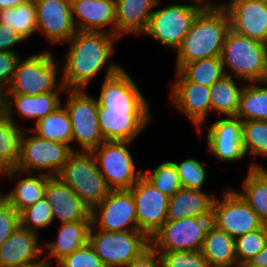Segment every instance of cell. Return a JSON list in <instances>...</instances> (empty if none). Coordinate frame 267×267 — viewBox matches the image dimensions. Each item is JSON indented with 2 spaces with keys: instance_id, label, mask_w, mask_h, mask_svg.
Listing matches in <instances>:
<instances>
[{
  "instance_id": "6da1fadb",
  "label": "cell",
  "mask_w": 267,
  "mask_h": 267,
  "mask_svg": "<svg viewBox=\"0 0 267 267\" xmlns=\"http://www.w3.org/2000/svg\"><path fill=\"white\" fill-rule=\"evenodd\" d=\"M120 39L106 32L77 31L67 42L66 57L61 63V78L65 89H87L101 70L105 78L117 73L122 66L110 61L115 43Z\"/></svg>"
},
{
  "instance_id": "7a4b0ae2",
  "label": "cell",
  "mask_w": 267,
  "mask_h": 267,
  "mask_svg": "<svg viewBox=\"0 0 267 267\" xmlns=\"http://www.w3.org/2000/svg\"><path fill=\"white\" fill-rule=\"evenodd\" d=\"M226 9H202L176 52V68L201 59L220 56L230 30Z\"/></svg>"
},
{
  "instance_id": "3957f363",
  "label": "cell",
  "mask_w": 267,
  "mask_h": 267,
  "mask_svg": "<svg viewBox=\"0 0 267 267\" xmlns=\"http://www.w3.org/2000/svg\"><path fill=\"white\" fill-rule=\"evenodd\" d=\"M52 54L49 49H45L31 56H20L12 82L4 94L32 96L45 92L65 93L62 76H58L61 62L56 61Z\"/></svg>"
},
{
  "instance_id": "277c9868",
  "label": "cell",
  "mask_w": 267,
  "mask_h": 267,
  "mask_svg": "<svg viewBox=\"0 0 267 267\" xmlns=\"http://www.w3.org/2000/svg\"><path fill=\"white\" fill-rule=\"evenodd\" d=\"M220 58L225 74L241 82H259L266 78L267 44L263 42L240 35L230 29Z\"/></svg>"
},
{
  "instance_id": "5b68a950",
  "label": "cell",
  "mask_w": 267,
  "mask_h": 267,
  "mask_svg": "<svg viewBox=\"0 0 267 267\" xmlns=\"http://www.w3.org/2000/svg\"><path fill=\"white\" fill-rule=\"evenodd\" d=\"M66 183L88 206L93 208L110 192L96 159L91 152L74 151L58 173Z\"/></svg>"
},
{
  "instance_id": "8992f818",
  "label": "cell",
  "mask_w": 267,
  "mask_h": 267,
  "mask_svg": "<svg viewBox=\"0 0 267 267\" xmlns=\"http://www.w3.org/2000/svg\"><path fill=\"white\" fill-rule=\"evenodd\" d=\"M190 3L174 2L158 9L155 7L143 34L176 51L202 10L200 6Z\"/></svg>"
},
{
  "instance_id": "52a82bcc",
  "label": "cell",
  "mask_w": 267,
  "mask_h": 267,
  "mask_svg": "<svg viewBox=\"0 0 267 267\" xmlns=\"http://www.w3.org/2000/svg\"><path fill=\"white\" fill-rule=\"evenodd\" d=\"M86 89H66L68 111L72 124V142L80 146L76 151L91 152L105 139L98 123L99 104Z\"/></svg>"
},
{
  "instance_id": "ba28073f",
  "label": "cell",
  "mask_w": 267,
  "mask_h": 267,
  "mask_svg": "<svg viewBox=\"0 0 267 267\" xmlns=\"http://www.w3.org/2000/svg\"><path fill=\"white\" fill-rule=\"evenodd\" d=\"M28 133L27 130H23L16 169L27 173L39 172L57 176L74 152L72 148L62 142L45 140L34 133Z\"/></svg>"
},
{
  "instance_id": "9c48e42d",
  "label": "cell",
  "mask_w": 267,
  "mask_h": 267,
  "mask_svg": "<svg viewBox=\"0 0 267 267\" xmlns=\"http://www.w3.org/2000/svg\"><path fill=\"white\" fill-rule=\"evenodd\" d=\"M88 242L106 267H124L150 246V238L142 231H95L92 225Z\"/></svg>"
},
{
  "instance_id": "30bf717a",
  "label": "cell",
  "mask_w": 267,
  "mask_h": 267,
  "mask_svg": "<svg viewBox=\"0 0 267 267\" xmlns=\"http://www.w3.org/2000/svg\"><path fill=\"white\" fill-rule=\"evenodd\" d=\"M131 141H104L91 153L111 190L130 189L143 175L136 165L129 145Z\"/></svg>"
},
{
  "instance_id": "8fae6325",
  "label": "cell",
  "mask_w": 267,
  "mask_h": 267,
  "mask_svg": "<svg viewBox=\"0 0 267 267\" xmlns=\"http://www.w3.org/2000/svg\"><path fill=\"white\" fill-rule=\"evenodd\" d=\"M211 217H188L166 221L151 237L156 252L201 251Z\"/></svg>"
},
{
  "instance_id": "7c38bea8",
  "label": "cell",
  "mask_w": 267,
  "mask_h": 267,
  "mask_svg": "<svg viewBox=\"0 0 267 267\" xmlns=\"http://www.w3.org/2000/svg\"><path fill=\"white\" fill-rule=\"evenodd\" d=\"M223 190L222 198L215 197L212 208V224L216 228L237 238L265 225L234 188Z\"/></svg>"
},
{
  "instance_id": "4fadbf2b",
  "label": "cell",
  "mask_w": 267,
  "mask_h": 267,
  "mask_svg": "<svg viewBox=\"0 0 267 267\" xmlns=\"http://www.w3.org/2000/svg\"><path fill=\"white\" fill-rule=\"evenodd\" d=\"M91 225L106 232L140 231L131 190H110L109 194L91 209Z\"/></svg>"
},
{
  "instance_id": "5bb4252c",
  "label": "cell",
  "mask_w": 267,
  "mask_h": 267,
  "mask_svg": "<svg viewBox=\"0 0 267 267\" xmlns=\"http://www.w3.org/2000/svg\"><path fill=\"white\" fill-rule=\"evenodd\" d=\"M130 190L135 201L138 229L150 238L167 221L170 196L154 187L143 175Z\"/></svg>"
},
{
  "instance_id": "9a60e30c",
  "label": "cell",
  "mask_w": 267,
  "mask_h": 267,
  "mask_svg": "<svg viewBox=\"0 0 267 267\" xmlns=\"http://www.w3.org/2000/svg\"><path fill=\"white\" fill-rule=\"evenodd\" d=\"M97 102L110 110H150L151 104L123 67L114 75L104 77Z\"/></svg>"
},
{
  "instance_id": "2e32d148",
  "label": "cell",
  "mask_w": 267,
  "mask_h": 267,
  "mask_svg": "<svg viewBox=\"0 0 267 267\" xmlns=\"http://www.w3.org/2000/svg\"><path fill=\"white\" fill-rule=\"evenodd\" d=\"M169 96L176 109L191 120L197 131L202 133L206 117L211 114L210 87L187 81L177 70Z\"/></svg>"
},
{
  "instance_id": "e0dca14e",
  "label": "cell",
  "mask_w": 267,
  "mask_h": 267,
  "mask_svg": "<svg viewBox=\"0 0 267 267\" xmlns=\"http://www.w3.org/2000/svg\"><path fill=\"white\" fill-rule=\"evenodd\" d=\"M37 32L50 44L67 43L77 32L72 18L71 0H34Z\"/></svg>"
},
{
  "instance_id": "ac0fdd59",
  "label": "cell",
  "mask_w": 267,
  "mask_h": 267,
  "mask_svg": "<svg viewBox=\"0 0 267 267\" xmlns=\"http://www.w3.org/2000/svg\"><path fill=\"white\" fill-rule=\"evenodd\" d=\"M243 124L237 116H224L213 122L206 133L209 151L222 162H236L246 155L243 149Z\"/></svg>"
},
{
  "instance_id": "d6986e66",
  "label": "cell",
  "mask_w": 267,
  "mask_h": 267,
  "mask_svg": "<svg viewBox=\"0 0 267 267\" xmlns=\"http://www.w3.org/2000/svg\"><path fill=\"white\" fill-rule=\"evenodd\" d=\"M151 110L98 108V123L105 141H131L151 122Z\"/></svg>"
},
{
  "instance_id": "ffe728a7",
  "label": "cell",
  "mask_w": 267,
  "mask_h": 267,
  "mask_svg": "<svg viewBox=\"0 0 267 267\" xmlns=\"http://www.w3.org/2000/svg\"><path fill=\"white\" fill-rule=\"evenodd\" d=\"M224 3L231 30L267 44V1L228 0Z\"/></svg>"
},
{
  "instance_id": "44dd1931",
  "label": "cell",
  "mask_w": 267,
  "mask_h": 267,
  "mask_svg": "<svg viewBox=\"0 0 267 267\" xmlns=\"http://www.w3.org/2000/svg\"><path fill=\"white\" fill-rule=\"evenodd\" d=\"M44 197L59 223L91 221V208L59 177L49 176Z\"/></svg>"
},
{
  "instance_id": "7402d4cb",
  "label": "cell",
  "mask_w": 267,
  "mask_h": 267,
  "mask_svg": "<svg viewBox=\"0 0 267 267\" xmlns=\"http://www.w3.org/2000/svg\"><path fill=\"white\" fill-rule=\"evenodd\" d=\"M72 18L77 31L106 32L116 35L115 0H71ZM107 26L110 28L106 30Z\"/></svg>"
},
{
  "instance_id": "603a6c76",
  "label": "cell",
  "mask_w": 267,
  "mask_h": 267,
  "mask_svg": "<svg viewBox=\"0 0 267 267\" xmlns=\"http://www.w3.org/2000/svg\"><path fill=\"white\" fill-rule=\"evenodd\" d=\"M61 93L63 92H45L32 96L4 94L5 115L15 124H18L14 117L16 114L28 121L35 119L34 123H36L40 118L45 117L62 105Z\"/></svg>"
},
{
  "instance_id": "cb8c5ba5",
  "label": "cell",
  "mask_w": 267,
  "mask_h": 267,
  "mask_svg": "<svg viewBox=\"0 0 267 267\" xmlns=\"http://www.w3.org/2000/svg\"><path fill=\"white\" fill-rule=\"evenodd\" d=\"M43 255L39 235L19 225L0 247V267H16Z\"/></svg>"
},
{
  "instance_id": "d4e9b609",
  "label": "cell",
  "mask_w": 267,
  "mask_h": 267,
  "mask_svg": "<svg viewBox=\"0 0 267 267\" xmlns=\"http://www.w3.org/2000/svg\"><path fill=\"white\" fill-rule=\"evenodd\" d=\"M162 0H115L116 36L121 39L126 34H143L149 19Z\"/></svg>"
},
{
  "instance_id": "484cf974",
  "label": "cell",
  "mask_w": 267,
  "mask_h": 267,
  "mask_svg": "<svg viewBox=\"0 0 267 267\" xmlns=\"http://www.w3.org/2000/svg\"><path fill=\"white\" fill-rule=\"evenodd\" d=\"M23 174L27 176L23 178ZM4 175L5 178H9L13 184L15 182L13 188L7 192V198L8 203L12 205L18 213L44 197L49 175L27 173L16 168L6 170ZM19 176L22 178L20 179Z\"/></svg>"
},
{
  "instance_id": "4316f807",
  "label": "cell",
  "mask_w": 267,
  "mask_h": 267,
  "mask_svg": "<svg viewBox=\"0 0 267 267\" xmlns=\"http://www.w3.org/2000/svg\"><path fill=\"white\" fill-rule=\"evenodd\" d=\"M215 193L204 190L180 188L170 196L167 208V221H176L188 217H211Z\"/></svg>"
},
{
  "instance_id": "83f0119b",
  "label": "cell",
  "mask_w": 267,
  "mask_h": 267,
  "mask_svg": "<svg viewBox=\"0 0 267 267\" xmlns=\"http://www.w3.org/2000/svg\"><path fill=\"white\" fill-rule=\"evenodd\" d=\"M57 230V237L54 241H45L43 250L48 251L46 259L53 266L55 260L56 264L64 257L71 254L74 250L86 245L89 241V231L91 228V221H74L61 223ZM52 259H50V258Z\"/></svg>"
},
{
  "instance_id": "f1b7e54d",
  "label": "cell",
  "mask_w": 267,
  "mask_h": 267,
  "mask_svg": "<svg viewBox=\"0 0 267 267\" xmlns=\"http://www.w3.org/2000/svg\"><path fill=\"white\" fill-rule=\"evenodd\" d=\"M201 253L209 267H235V238L213 224L208 228Z\"/></svg>"
},
{
  "instance_id": "f546056e",
  "label": "cell",
  "mask_w": 267,
  "mask_h": 267,
  "mask_svg": "<svg viewBox=\"0 0 267 267\" xmlns=\"http://www.w3.org/2000/svg\"><path fill=\"white\" fill-rule=\"evenodd\" d=\"M260 163L252 162L242 181V191L234 189L267 225V173Z\"/></svg>"
},
{
  "instance_id": "4dcf8cb0",
  "label": "cell",
  "mask_w": 267,
  "mask_h": 267,
  "mask_svg": "<svg viewBox=\"0 0 267 267\" xmlns=\"http://www.w3.org/2000/svg\"><path fill=\"white\" fill-rule=\"evenodd\" d=\"M62 106H59L55 111L47 114L45 117L40 118L35 123V128H29L28 130L45 140L67 144L73 151H76L71 145L72 124L70 117L66 107Z\"/></svg>"
},
{
  "instance_id": "1f68e13d",
  "label": "cell",
  "mask_w": 267,
  "mask_h": 267,
  "mask_svg": "<svg viewBox=\"0 0 267 267\" xmlns=\"http://www.w3.org/2000/svg\"><path fill=\"white\" fill-rule=\"evenodd\" d=\"M224 75L210 87L211 113L223 116H236L244 85L238 86L237 78Z\"/></svg>"
},
{
  "instance_id": "d6a6232c",
  "label": "cell",
  "mask_w": 267,
  "mask_h": 267,
  "mask_svg": "<svg viewBox=\"0 0 267 267\" xmlns=\"http://www.w3.org/2000/svg\"><path fill=\"white\" fill-rule=\"evenodd\" d=\"M245 84L236 116L242 122L249 120L267 121V83L259 81Z\"/></svg>"
},
{
  "instance_id": "836d02e7",
  "label": "cell",
  "mask_w": 267,
  "mask_h": 267,
  "mask_svg": "<svg viewBox=\"0 0 267 267\" xmlns=\"http://www.w3.org/2000/svg\"><path fill=\"white\" fill-rule=\"evenodd\" d=\"M23 130L6 115L0 119V167L4 171L17 166Z\"/></svg>"
},
{
  "instance_id": "e575fe53",
  "label": "cell",
  "mask_w": 267,
  "mask_h": 267,
  "mask_svg": "<svg viewBox=\"0 0 267 267\" xmlns=\"http://www.w3.org/2000/svg\"><path fill=\"white\" fill-rule=\"evenodd\" d=\"M0 24L14 28L26 41L37 32L36 5L30 3L21 4L15 8L0 10Z\"/></svg>"
},
{
  "instance_id": "d590c367",
  "label": "cell",
  "mask_w": 267,
  "mask_h": 267,
  "mask_svg": "<svg viewBox=\"0 0 267 267\" xmlns=\"http://www.w3.org/2000/svg\"><path fill=\"white\" fill-rule=\"evenodd\" d=\"M178 72L190 82L211 87L225 75L220 56L184 64Z\"/></svg>"
},
{
  "instance_id": "8d00e7d4",
  "label": "cell",
  "mask_w": 267,
  "mask_h": 267,
  "mask_svg": "<svg viewBox=\"0 0 267 267\" xmlns=\"http://www.w3.org/2000/svg\"><path fill=\"white\" fill-rule=\"evenodd\" d=\"M243 124V149L245 155L267 158V121L249 120Z\"/></svg>"
},
{
  "instance_id": "74e56055",
  "label": "cell",
  "mask_w": 267,
  "mask_h": 267,
  "mask_svg": "<svg viewBox=\"0 0 267 267\" xmlns=\"http://www.w3.org/2000/svg\"><path fill=\"white\" fill-rule=\"evenodd\" d=\"M143 171V176L162 193L174 195L182 188L177 169L172 161L160 163L153 171Z\"/></svg>"
},
{
  "instance_id": "f35d334b",
  "label": "cell",
  "mask_w": 267,
  "mask_h": 267,
  "mask_svg": "<svg viewBox=\"0 0 267 267\" xmlns=\"http://www.w3.org/2000/svg\"><path fill=\"white\" fill-rule=\"evenodd\" d=\"M20 226L39 234L40 229H44L54 222L51 205L45 197L35 202L19 212Z\"/></svg>"
},
{
  "instance_id": "ab89813d",
  "label": "cell",
  "mask_w": 267,
  "mask_h": 267,
  "mask_svg": "<svg viewBox=\"0 0 267 267\" xmlns=\"http://www.w3.org/2000/svg\"><path fill=\"white\" fill-rule=\"evenodd\" d=\"M266 243L267 225L235 238L237 264L248 262L265 248Z\"/></svg>"
},
{
  "instance_id": "60d3db41",
  "label": "cell",
  "mask_w": 267,
  "mask_h": 267,
  "mask_svg": "<svg viewBox=\"0 0 267 267\" xmlns=\"http://www.w3.org/2000/svg\"><path fill=\"white\" fill-rule=\"evenodd\" d=\"M172 162L177 169L182 188L202 190L207 180V173L202 162L193 157L180 163Z\"/></svg>"
},
{
  "instance_id": "b9f144b4",
  "label": "cell",
  "mask_w": 267,
  "mask_h": 267,
  "mask_svg": "<svg viewBox=\"0 0 267 267\" xmlns=\"http://www.w3.org/2000/svg\"><path fill=\"white\" fill-rule=\"evenodd\" d=\"M162 267H209L201 251L157 252Z\"/></svg>"
},
{
  "instance_id": "7bdbcfd3",
  "label": "cell",
  "mask_w": 267,
  "mask_h": 267,
  "mask_svg": "<svg viewBox=\"0 0 267 267\" xmlns=\"http://www.w3.org/2000/svg\"><path fill=\"white\" fill-rule=\"evenodd\" d=\"M57 267H106L89 242L57 263Z\"/></svg>"
},
{
  "instance_id": "ee69618b",
  "label": "cell",
  "mask_w": 267,
  "mask_h": 267,
  "mask_svg": "<svg viewBox=\"0 0 267 267\" xmlns=\"http://www.w3.org/2000/svg\"><path fill=\"white\" fill-rule=\"evenodd\" d=\"M19 225V213L7 202L0 208V247Z\"/></svg>"
},
{
  "instance_id": "f6af8a7d",
  "label": "cell",
  "mask_w": 267,
  "mask_h": 267,
  "mask_svg": "<svg viewBox=\"0 0 267 267\" xmlns=\"http://www.w3.org/2000/svg\"><path fill=\"white\" fill-rule=\"evenodd\" d=\"M20 56L17 53L0 52V91L5 92L11 84Z\"/></svg>"
},
{
  "instance_id": "bcb514c9",
  "label": "cell",
  "mask_w": 267,
  "mask_h": 267,
  "mask_svg": "<svg viewBox=\"0 0 267 267\" xmlns=\"http://www.w3.org/2000/svg\"><path fill=\"white\" fill-rule=\"evenodd\" d=\"M23 41L25 42L23 37L14 28L0 24V52L17 53L13 50V47Z\"/></svg>"
},
{
  "instance_id": "7dc6e473",
  "label": "cell",
  "mask_w": 267,
  "mask_h": 267,
  "mask_svg": "<svg viewBox=\"0 0 267 267\" xmlns=\"http://www.w3.org/2000/svg\"><path fill=\"white\" fill-rule=\"evenodd\" d=\"M124 267H162V263L159 254L149 246Z\"/></svg>"
},
{
  "instance_id": "c3c4849f",
  "label": "cell",
  "mask_w": 267,
  "mask_h": 267,
  "mask_svg": "<svg viewBox=\"0 0 267 267\" xmlns=\"http://www.w3.org/2000/svg\"><path fill=\"white\" fill-rule=\"evenodd\" d=\"M248 262L253 266L267 267V243L265 245V248L256 256L251 258Z\"/></svg>"
},
{
  "instance_id": "681fc988",
  "label": "cell",
  "mask_w": 267,
  "mask_h": 267,
  "mask_svg": "<svg viewBox=\"0 0 267 267\" xmlns=\"http://www.w3.org/2000/svg\"><path fill=\"white\" fill-rule=\"evenodd\" d=\"M190 1H192L195 5L200 6L202 9H219L225 6V3L223 2L216 3L214 1L210 2V0L209 1L208 0H190Z\"/></svg>"
},
{
  "instance_id": "f907efd6",
  "label": "cell",
  "mask_w": 267,
  "mask_h": 267,
  "mask_svg": "<svg viewBox=\"0 0 267 267\" xmlns=\"http://www.w3.org/2000/svg\"><path fill=\"white\" fill-rule=\"evenodd\" d=\"M34 0H0V10L15 8L21 4L30 3Z\"/></svg>"
},
{
  "instance_id": "816d5d0a",
  "label": "cell",
  "mask_w": 267,
  "mask_h": 267,
  "mask_svg": "<svg viewBox=\"0 0 267 267\" xmlns=\"http://www.w3.org/2000/svg\"><path fill=\"white\" fill-rule=\"evenodd\" d=\"M16 267H52L46 258H39L35 261L18 265Z\"/></svg>"
},
{
  "instance_id": "f5cc1de1",
  "label": "cell",
  "mask_w": 267,
  "mask_h": 267,
  "mask_svg": "<svg viewBox=\"0 0 267 267\" xmlns=\"http://www.w3.org/2000/svg\"><path fill=\"white\" fill-rule=\"evenodd\" d=\"M5 115V95L0 91V119Z\"/></svg>"
},
{
  "instance_id": "db71d44e",
  "label": "cell",
  "mask_w": 267,
  "mask_h": 267,
  "mask_svg": "<svg viewBox=\"0 0 267 267\" xmlns=\"http://www.w3.org/2000/svg\"><path fill=\"white\" fill-rule=\"evenodd\" d=\"M8 202L7 192H0V208Z\"/></svg>"
},
{
  "instance_id": "11a10c76",
  "label": "cell",
  "mask_w": 267,
  "mask_h": 267,
  "mask_svg": "<svg viewBox=\"0 0 267 267\" xmlns=\"http://www.w3.org/2000/svg\"><path fill=\"white\" fill-rule=\"evenodd\" d=\"M235 267H257V266H253L249 262H245V263L237 264Z\"/></svg>"
},
{
  "instance_id": "9f6ffc18",
  "label": "cell",
  "mask_w": 267,
  "mask_h": 267,
  "mask_svg": "<svg viewBox=\"0 0 267 267\" xmlns=\"http://www.w3.org/2000/svg\"><path fill=\"white\" fill-rule=\"evenodd\" d=\"M4 173H5V171L0 167V176H2Z\"/></svg>"
},
{
  "instance_id": "6f0895ef",
  "label": "cell",
  "mask_w": 267,
  "mask_h": 267,
  "mask_svg": "<svg viewBox=\"0 0 267 267\" xmlns=\"http://www.w3.org/2000/svg\"><path fill=\"white\" fill-rule=\"evenodd\" d=\"M261 168L267 173V167L262 166Z\"/></svg>"
}]
</instances>
